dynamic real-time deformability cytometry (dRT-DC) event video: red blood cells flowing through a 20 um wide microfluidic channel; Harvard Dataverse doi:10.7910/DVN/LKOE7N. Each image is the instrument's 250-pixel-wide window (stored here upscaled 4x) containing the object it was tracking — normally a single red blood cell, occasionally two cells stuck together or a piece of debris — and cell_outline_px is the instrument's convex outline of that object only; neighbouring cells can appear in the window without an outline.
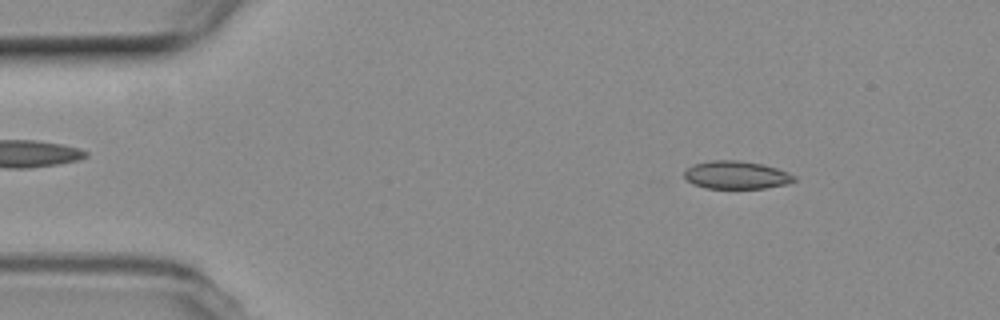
{"species": "common noctule bat (a hibernating species)", "species_latin": "Nyctalus noctula", "temperature_condition": "room temperature", "stored_images_in_passage": 54, "camera_frame_rate_fps": 3000, "um_per_image_px": 0.085, "animal": {"sex": "female", "body_mass_g": 19.3, "forearm_length_mm": 54.1}, "frame": {"image": 1, "passage_image": 7, "time_ms": 2.0, "image_size_px": [1000, 320], "cell_outline_px": [[796, 180], [788, 184], [764, 188], [704, 188], [692, 184], [684, 176], [684, 172], [692, 164], [712, 160], [736, 160], [764, 164], [788, 172], [796, 176]], "centroid_in_image_um": [62.59, 14.87], "position_along_channel_um": 22.4, "area_um2": 17.98}}
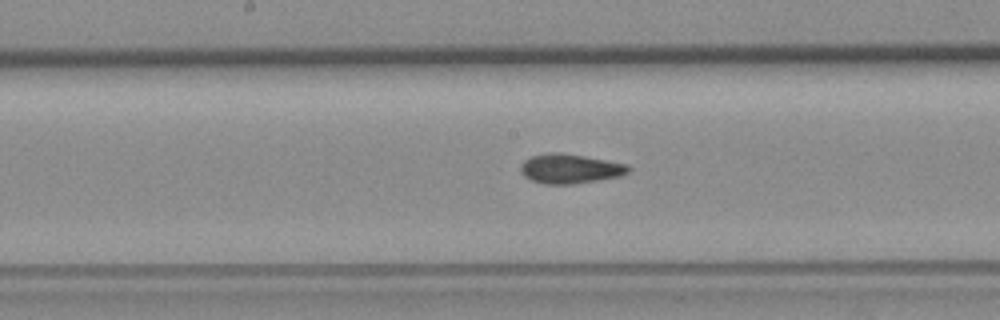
{"frame": {"image": 2, "passage_image": 27, "time_ms": 8.667, "image_size_px": [1000, 320], "cell_outline_px": [[632, 168], [628, 172], [620, 176], [572, 184], [544, 184], [532, 180], [524, 176], [520, 172], [520, 164], [524, 160], [532, 156], [548, 152], [560, 152], [584, 156], [628, 164]], "centroid_in_image_um": [48.43, 14.33], "position_along_channel_um": 199.8, "area_um2": 18.55}}
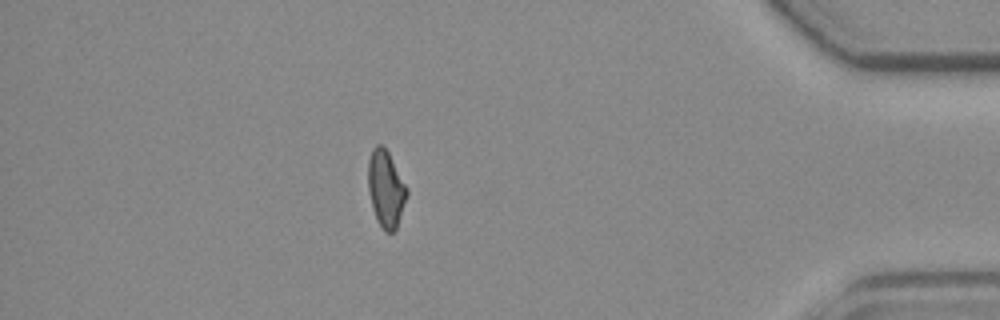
{"frame": {"image": 3, "passage_image": 47, "time_ms": 15.333, "image_size_px": [1000, 320], "cell_outline_px": [[408, 192], [396, 228], [392, 232], [384, 232], [376, 220], [372, 208], [368, 192], [368, 160], [372, 148], [376, 144], [380, 144], [388, 152], [408, 188]], "centroid_in_image_um": [32.77, 16.05], "position_along_channel_um": 402.4, "area_um2": 17.34}, "authors_computed_cell_mechanics": {"area_um2": 17.8602, "velocity_mm_per_s": 3.7627, "shape_relaxation_time_tau1_ms": null, "shape_relaxation_time_tau2_ms": 3.1011, "deformation_change_tau1": null, "deformation_change_tau2": 0.0903}}